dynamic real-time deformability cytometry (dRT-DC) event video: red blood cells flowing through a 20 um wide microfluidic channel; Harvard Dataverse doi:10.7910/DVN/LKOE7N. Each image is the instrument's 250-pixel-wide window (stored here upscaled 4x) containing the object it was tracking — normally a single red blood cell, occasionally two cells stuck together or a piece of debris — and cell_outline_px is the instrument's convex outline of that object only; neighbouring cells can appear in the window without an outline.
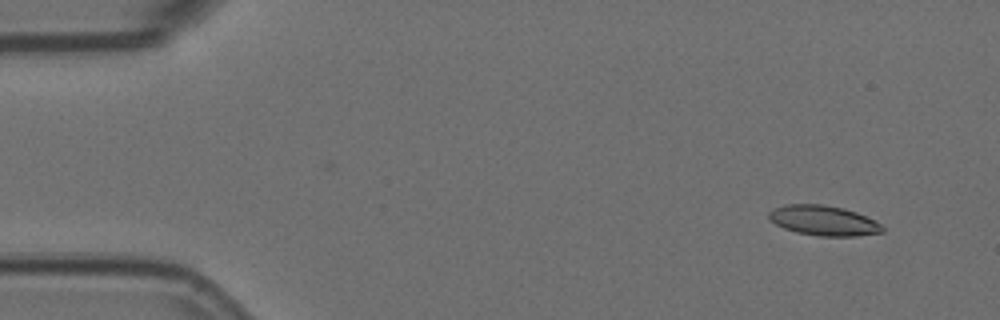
{"species": "Egyptian fruit bat (a non-hibernating species)", "species_latin": "Rousettus aegyptiacus", "temperature_condition": "room temperature", "stored_images_in_passage": 4, "camera_frame_rate_fps": 3000, "um_per_image_px": 0.085, "animal": {"sex": "female"}, "frame": {"image": 1, "passage_image": 1, "time_ms": 0.0, "image_size_px": [1000, 320], "cell_outline_px": [[884, 232], [856, 236], [820, 236], [796, 232], [784, 228], [768, 220], [768, 212], [784, 204], [824, 204], [844, 208], [856, 212], [880, 224], [884, 228]], "centroid_in_image_um": [69.97, 18.74], "position_along_channel_um": 15.0, "area_um2": 19.83}}
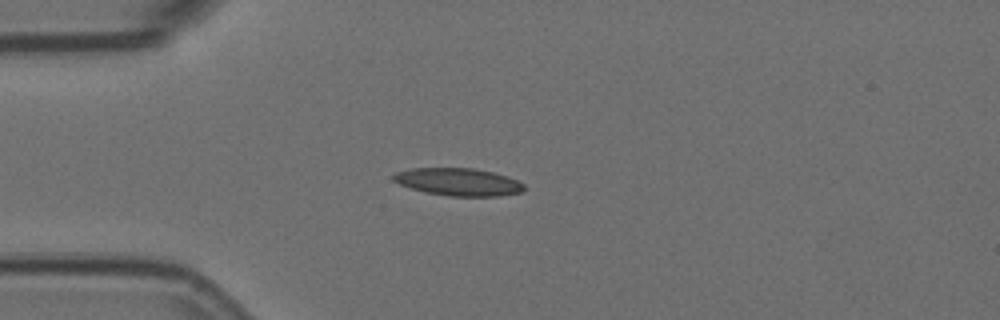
{"frame": {"image": 2, "passage_image": 4, "time_ms": 1.0, "image_size_px": [1000, 320], "cell_outline_px": [[524, 192], [500, 196], [448, 196], [424, 192], [400, 184], [392, 180], [392, 176], [396, 172], [408, 168], [472, 168], [492, 172], [508, 176], [524, 184]], "centroid_in_image_um": [38.96, 15.46], "position_along_channel_um": 46.0, "area_um2": 21.1}}